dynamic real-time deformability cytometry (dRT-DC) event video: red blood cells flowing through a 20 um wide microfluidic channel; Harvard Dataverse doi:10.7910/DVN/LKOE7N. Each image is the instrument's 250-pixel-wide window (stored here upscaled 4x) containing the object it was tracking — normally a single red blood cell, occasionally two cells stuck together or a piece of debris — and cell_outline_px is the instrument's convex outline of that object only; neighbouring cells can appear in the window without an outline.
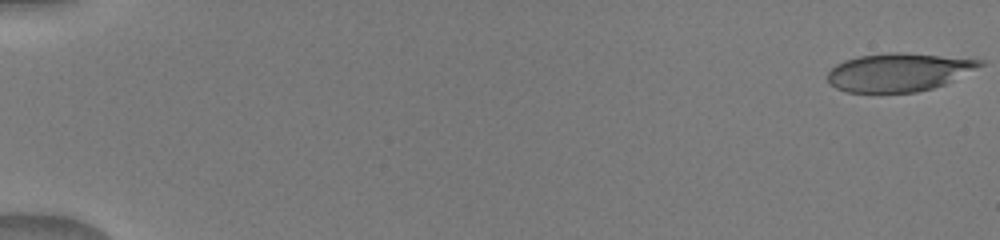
{"species": "human", "species_latin": "Homo sapiens", "temperature_condition": "warm", "stored_images_in_passage": 16, "camera_frame_rate_fps": 3000, "um_per_image_px": 0.085, "donor": {"sex": "male"}, "frame": {"image": 1, "passage_image": 1, "time_ms": 0.0, "image_size_px": [1000, 240], "cell_outline_px": [[984, 64], [944, 84], [932, 88], [916, 92], [848, 92], [836, 88], [828, 80], [828, 72], [836, 64], [844, 60], [860, 56], [888, 52], [900, 52], [980, 60]], "centroid_in_image_um": [76.33, 6.14], "position_along_channel_um": 8.7, "area_um2": 33.29}}